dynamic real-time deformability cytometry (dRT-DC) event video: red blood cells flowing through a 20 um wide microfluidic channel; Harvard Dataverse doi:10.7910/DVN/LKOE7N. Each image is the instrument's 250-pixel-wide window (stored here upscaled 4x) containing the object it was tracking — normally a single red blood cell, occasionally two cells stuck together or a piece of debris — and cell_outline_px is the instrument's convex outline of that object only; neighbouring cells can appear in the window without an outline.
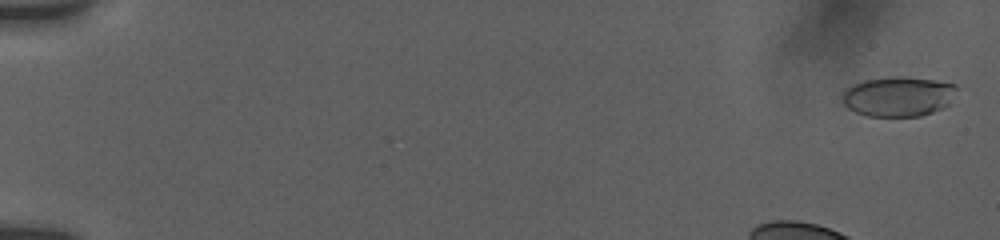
{"species": "human", "species_latin": "Homo sapiens", "temperature_condition": "room temperature", "stored_images_in_passage": 14, "camera_frame_rate_fps": 3000, "um_per_image_px": 0.085, "donor": {"sex": "female"}, "frame": {"image": 1, "passage_image": 1, "time_ms": 0.0, "image_size_px": [1000, 240], "cell_outline_px": [[956, 88], [948, 104], [944, 108], [920, 116], [868, 116], [856, 112], [848, 108], [844, 104], [844, 92], [852, 84], [864, 80], [896, 76], [900, 76], [936, 80], [956, 84]], "centroid_in_image_um": [76.36, 8.19], "position_along_channel_um": 8.6, "area_um2": 26.36}}
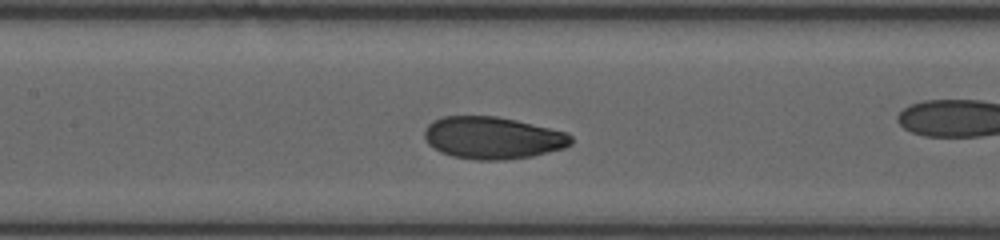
{"frame": {"image": 2, "passage_image": 12, "time_ms": 8.0, "image_size_px": [1000, 240], "cell_outline_px": [[572, 144], [564, 148], [532, 156], [504, 160], [476, 160], [452, 156], [440, 152], [428, 144], [424, 140], [424, 128], [432, 120], [444, 116], [496, 116], [516, 120], [568, 132], [572, 136]], "centroid_in_image_um": [41.86, 11.71], "position_along_channel_um": 165.5, "area_um2": 36.36}}